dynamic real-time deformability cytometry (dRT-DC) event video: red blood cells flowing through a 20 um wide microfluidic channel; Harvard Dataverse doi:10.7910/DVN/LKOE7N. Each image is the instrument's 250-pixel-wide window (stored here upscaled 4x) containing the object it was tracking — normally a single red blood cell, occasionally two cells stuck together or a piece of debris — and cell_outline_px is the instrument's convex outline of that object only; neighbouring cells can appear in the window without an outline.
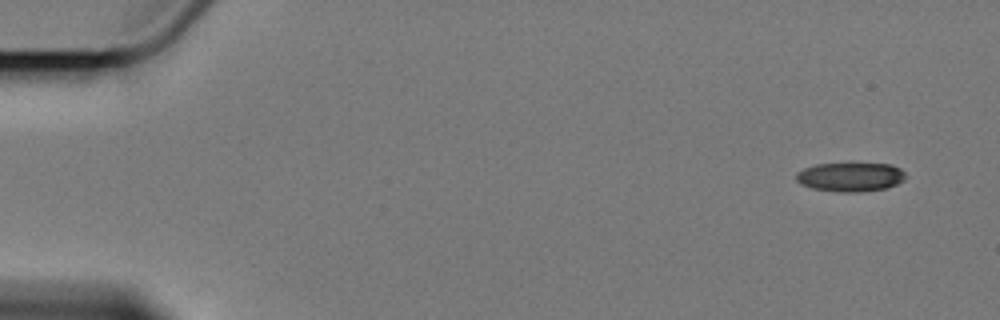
{"species": "Egyptian fruit bat (a non-hibernating species)", "species_latin": "Rousettus aegyptiacus", "temperature_condition": "cold", "stored_images_in_passage": 5, "camera_frame_rate_fps": 3000, "um_per_image_px": 0.085, "animal": {"sex": "female"}, "frame": {"image": 1, "passage_image": 1, "time_ms": 0.0, "image_size_px": [1000, 320], "cell_outline_px": [[904, 180], [888, 188], [860, 192], [836, 192], [812, 188], [800, 184], [796, 180], [796, 172], [804, 168], [816, 164], [892, 164], [900, 168], [904, 172]], "centroid_in_image_um": [72.27, 15.05], "position_along_channel_um": 12.7, "area_um2": 18.55}}
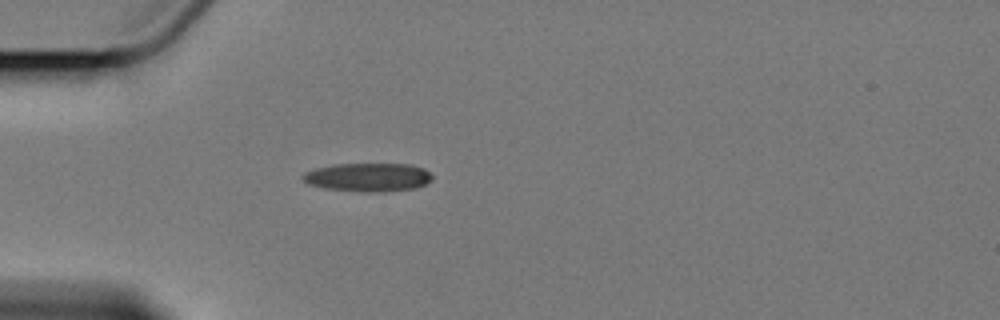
{"frame": {"image": 2, "passage_image": 4, "time_ms": 4.667, "image_size_px": [1000, 320], "cell_outline_px": [[432, 180], [424, 184], [412, 188], [368, 192], [324, 188], [308, 184], [300, 176], [304, 172], [316, 168], [336, 164], [412, 164], [424, 168], [432, 176]], "centroid_in_image_um": [31.25, 15.04], "position_along_channel_um": 53.8, "area_um2": 21.21}}